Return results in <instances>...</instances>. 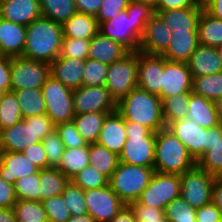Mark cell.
I'll list each match as a JSON object with an SVG mask.
<instances>
[{"label": "cell", "instance_id": "cell-58", "mask_svg": "<svg viewBox=\"0 0 222 222\" xmlns=\"http://www.w3.org/2000/svg\"><path fill=\"white\" fill-rule=\"evenodd\" d=\"M16 202L14 185L0 177V208H13Z\"/></svg>", "mask_w": 222, "mask_h": 222}, {"label": "cell", "instance_id": "cell-2", "mask_svg": "<svg viewBox=\"0 0 222 222\" xmlns=\"http://www.w3.org/2000/svg\"><path fill=\"white\" fill-rule=\"evenodd\" d=\"M117 111L125 121L137 122L155 133L166 128L160 97L139 87L131 90L117 103Z\"/></svg>", "mask_w": 222, "mask_h": 222}, {"label": "cell", "instance_id": "cell-4", "mask_svg": "<svg viewBox=\"0 0 222 222\" xmlns=\"http://www.w3.org/2000/svg\"><path fill=\"white\" fill-rule=\"evenodd\" d=\"M127 140L119 161L136 166L153 167L156 133L137 122L125 121Z\"/></svg>", "mask_w": 222, "mask_h": 222}, {"label": "cell", "instance_id": "cell-65", "mask_svg": "<svg viewBox=\"0 0 222 222\" xmlns=\"http://www.w3.org/2000/svg\"><path fill=\"white\" fill-rule=\"evenodd\" d=\"M67 222H95V219L90 214L71 215Z\"/></svg>", "mask_w": 222, "mask_h": 222}, {"label": "cell", "instance_id": "cell-48", "mask_svg": "<svg viewBox=\"0 0 222 222\" xmlns=\"http://www.w3.org/2000/svg\"><path fill=\"white\" fill-rule=\"evenodd\" d=\"M89 48L90 40L63 37L59 56L86 60Z\"/></svg>", "mask_w": 222, "mask_h": 222}, {"label": "cell", "instance_id": "cell-18", "mask_svg": "<svg viewBox=\"0 0 222 222\" xmlns=\"http://www.w3.org/2000/svg\"><path fill=\"white\" fill-rule=\"evenodd\" d=\"M171 35L172 30L155 13L146 23L138 51L150 55H161L167 49Z\"/></svg>", "mask_w": 222, "mask_h": 222}, {"label": "cell", "instance_id": "cell-19", "mask_svg": "<svg viewBox=\"0 0 222 222\" xmlns=\"http://www.w3.org/2000/svg\"><path fill=\"white\" fill-rule=\"evenodd\" d=\"M0 17L28 26L42 17L40 0H0Z\"/></svg>", "mask_w": 222, "mask_h": 222}, {"label": "cell", "instance_id": "cell-5", "mask_svg": "<svg viewBox=\"0 0 222 222\" xmlns=\"http://www.w3.org/2000/svg\"><path fill=\"white\" fill-rule=\"evenodd\" d=\"M154 167L136 166L119 161L108 184L125 205L137 201L148 186Z\"/></svg>", "mask_w": 222, "mask_h": 222}, {"label": "cell", "instance_id": "cell-54", "mask_svg": "<svg viewBox=\"0 0 222 222\" xmlns=\"http://www.w3.org/2000/svg\"><path fill=\"white\" fill-rule=\"evenodd\" d=\"M189 7H204L203 3L198 0H157L154 11L157 14L160 11L171 9L189 8Z\"/></svg>", "mask_w": 222, "mask_h": 222}, {"label": "cell", "instance_id": "cell-39", "mask_svg": "<svg viewBox=\"0 0 222 222\" xmlns=\"http://www.w3.org/2000/svg\"><path fill=\"white\" fill-rule=\"evenodd\" d=\"M192 92L215 102L222 97V72L192 77Z\"/></svg>", "mask_w": 222, "mask_h": 222}, {"label": "cell", "instance_id": "cell-56", "mask_svg": "<svg viewBox=\"0 0 222 222\" xmlns=\"http://www.w3.org/2000/svg\"><path fill=\"white\" fill-rule=\"evenodd\" d=\"M196 222H222V212L211 202L197 208Z\"/></svg>", "mask_w": 222, "mask_h": 222}, {"label": "cell", "instance_id": "cell-44", "mask_svg": "<svg viewBox=\"0 0 222 222\" xmlns=\"http://www.w3.org/2000/svg\"><path fill=\"white\" fill-rule=\"evenodd\" d=\"M62 197L71 215L88 214L84 190L75 185L72 181H69V183L66 185L64 191L62 192Z\"/></svg>", "mask_w": 222, "mask_h": 222}, {"label": "cell", "instance_id": "cell-46", "mask_svg": "<svg viewBox=\"0 0 222 222\" xmlns=\"http://www.w3.org/2000/svg\"><path fill=\"white\" fill-rule=\"evenodd\" d=\"M70 181L75 185L81 187L83 190L99 188L108 185V179L93 168L92 165H88L80 172H78Z\"/></svg>", "mask_w": 222, "mask_h": 222}, {"label": "cell", "instance_id": "cell-64", "mask_svg": "<svg viewBox=\"0 0 222 222\" xmlns=\"http://www.w3.org/2000/svg\"><path fill=\"white\" fill-rule=\"evenodd\" d=\"M0 222H17L13 208H0Z\"/></svg>", "mask_w": 222, "mask_h": 222}, {"label": "cell", "instance_id": "cell-30", "mask_svg": "<svg viewBox=\"0 0 222 222\" xmlns=\"http://www.w3.org/2000/svg\"><path fill=\"white\" fill-rule=\"evenodd\" d=\"M90 165L89 144L87 146L65 148L57 167L69 180Z\"/></svg>", "mask_w": 222, "mask_h": 222}, {"label": "cell", "instance_id": "cell-7", "mask_svg": "<svg viewBox=\"0 0 222 222\" xmlns=\"http://www.w3.org/2000/svg\"><path fill=\"white\" fill-rule=\"evenodd\" d=\"M46 115L57 125L72 121L75 117L73 90L50 75L41 88Z\"/></svg>", "mask_w": 222, "mask_h": 222}, {"label": "cell", "instance_id": "cell-9", "mask_svg": "<svg viewBox=\"0 0 222 222\" xmlns=\"http://www.w3.org/2000/svg\"><path fill=\"white\" fill-rule=\"evenodd\" d=\"M180 174L154 172L148 186L137 202L158 209H165L173 199L180 197Z\"/></svg>", "mask_w": 222, "mask_h": 222}, {"label": "cell", "instance_id": "cell-59", "mask_svg": "<svg viewBox=\"0 0 222 222\" xmlns=\"http://www.w3.org/2000/svg\"><path fill=\"white\" fill-rule=\"evenodd\" d=\"M11 57L0 54V91H11Z\"/></svg>", "mask_w": 222, "mask_h": 222}, {"label": "cell", "instance_id": "cell-3", "mask_svg": "<svg viewBox=\"0 0 222 222\" xmlns=\"http://www.w3.org/2000/svg\"><path fill=\"white\" fill-rule=\"evenodd\" d=\"M195 166L186 146L169 129L156 133L153 165L156 172L181 175Z\"/></svg>", "mask_w": 222, "mask_h": 222}, {"label": "cell", "instance_id": "cell-38", "mask_svg": "<svg viewBox=\"0 0 222 222\" xmlns=\"http://www.w3.org/2000/svg\"><path fill=\"white\" fill-rule=\"evenodd\" d=\"M193 92H184L178 95H172L163 98L162 115L166 127L173 121L185 119L188 115V102Z\"/></svg>", "mask_w": 222, "mask_h": 222}, {"label": "cell", "instance_id": "cell-68", "mask_svg": "<svg viewBox=\"0 0 222 222\" xmlns=\"http://www.w3.org/2000/svg\"><path fill=\"white\" fill-rule=\"evenodd\" d=\"M129 2H142V3H148L149 5L155 7L157 0H129Z\"/></svg>", "mask_w": 222, "mask_h": 222}, {"label": "cell", "instance_id": "cell-33", "mask_svg": "<svg viewBox=\"0 0 222 222\" xmlns=\"http://www.w3.org/2000/svg\"><path fill=\"white\" fill-rule=\"evenodd\" d=\"M89 162L109 180L117 168L119 156L97 142L89 143Z\"/></svg>", "mask_w": 222, "mask_h": 222}, {"label": "cell", "instance_id": "cell-49", "mask_svg": "<svg viewBox=\"0 0 222 222\" xmlns=\"http://www.w3.org/2000/svg\"><path fill=\"white\" fill-rule=\"evenodd\" d=\"M41 142L46 151L48 168H57L60 164L65 146L56 130L48 134Z\"/></svg>", "mask_w": 222, "mask_h": 222}, {"label": "cell", "instance_id": "cell-71", "mask_svg": "<svg viewBox=\"0 0 222 222\" xmlns=\"http://www.w3.org/2000/svg\"><path fill=\"white\" fill-rule=\"evenodd\" d=\"M2 94H3V92H2V91H0V100H1Z\"/></svg>", "mask_w": 222, "mask_h": 222}, {"label": "cell", "instance_id": "cell-50", "mask_svg": "<svg viewBox=\"0 0 222 222\" xmlns=\"http://www.w3.org/2000/svg\"><path fill=\"white\" fill-rule=\"evenodd\" d=\"M55 130L58 133L65 148L88 145L87 141L78 133L73 120L55 125Z\"/></svg>", "mask_w": 222, "mask_h": 222}, {"label": "cell", "instance_id": "cell-16", "mask_svg": "<svg viewBox=\"0 0 222 222\" xmlns=\"http://www.w3.org/2000/svg\"><path fill=\"white\" fill-rule=\"evenodd\" d=\"M164 57L138 51V87L159 95L162 89Z\"/></svg>", "mask_w": 222, "mask_h": 222}, {"label": "cell", "instance_id": "cell-53", "mask_svg": "<svg viewBox=\"0 0 222 222\" xmlns=\"http://www.w3.org/2000/svg\"><path fill=\"white\" fill-rule=\"evenodd\" d=\"M25 157L33 162L40 170L48 168L45 148L42 142L32 144L22 151Z\"/></svg>", "mask_w": 222, "mask_h": 222}, {"label": "cell", "instance_id": "cell-41", "mask_svg": "<svg viewBox=\"0 0 222 222\" xmlns=\"http://www.w3.org/2000/svg\"><path fill=\"white\" fill-rule=\"evenodd\" d=\"M13 209L17 222H48L47 213L39 201L17 200Z\"/></svg>", "mask_w": 222, "mask_h": 222}, {"label": "cell", "instance_id": "cell-67", "mask_svg": "<svg viewBox=\"0 0 222 222\" xmlns=\"http://www.w3.org/2000/svg\"><path fill=\"white\" fill-rule=\"evenodd\" d=\"M215 108L216 111L218 113L219 119L222 122V97H220L219 99H217L215 102Z\"/></svg>", "mask_w": 222, "mask_h": 222}, {"label": "cell", "instance_id": "cell-42", "mask_svg": "<svg viewBox=\"0 0 222 222\" xmlns=\"http://www.w3.org/2000/svg\"><path fill=\"white\" fill-rule=\"evenodd\" d=\"M196 211L180 196L167 204L164 215L169 222H196Z\"/></svg>", "mask_w": 222, "mask_h": 222}, {"label": "cell", "instance_id": "cell-69", "mask_svg": "<svg viewBox=\"0 0 222 222\" xmlns=\"http://www.w3.org/2000/svg\"><path fill=\"white\" fill-rule=\"evenodd\" d=\"M216 50L218 52L219 58H220L221 63H222V45L216 47Z\"/></svg>", "mask_w": 222, "mask_h": 222}, {"label": "cell", "instance_id": "cell-34", "mask_svg": "<svg viewBox=\"0 0 222 222\" xmlns=\"http://www.w3.org/2000/svg\"><path fill=\"white\" fill-rule=\"evenodd\" d=\"M105 112L81 113L75 115L73 122L78 133L87 141L95 143L99 138L100 131L106 115Z\"/></svg>", "mask_w": 222, "mask_h": 222}, {"label": "cell", "instance_id": "cell-13", "mask_svg": "<svg viewBox=\"0 0 222 222\" xmlns=\"http://www.w3.org/2000/svg\"><path fill=\"white\" fill-rule=\"evenodd\" d=\"M75 115L91 112L112 113L117 103L105 86H81L73 90Z\"/></svg>", "mask_w": 222, "mask_h": 222}, {"label": "cell", "instance_id": "cell-17", "mask_svg": "<svg viewBox=\"0 0 222 222\" xmlns=\"http://www.w3.org/2000/svg\"><path fill=\"white\" fill-rule=\"evenodd\" d=\"M39 142L33 130V117L24 118L0 131V151L22 152L24 148Z\"/></svg>", "mask_w": 222, "mask_h": 222}, {"label": "cell", "instance_id": "cell-10", "mask_svg": "<svg viewBox=\"0 0 222 222\" xmlns=\"http://www.w3.org/2000/svg\"><path fill=\"white\" fill-rule=\"evenodd\" d=\"M11 90L41 89L50 76V64L25 57L11 58Z\"/></svg>", "mask_w": 222, "mask_h": 222}, {"label": "cell", "instance_id": "cell-35", "mask_svg": "<svg viewBox=\"0 0 222 222\" xmlns=\"http://www.w3.org/2000/svg\"><path fill=\"white\" fill-rule=\"evenodd\" d=\"M69 179L58 168L40 170V202L53 196L62 195Z\"/></svg>", "mask_w": 222, "mask_h": 222}, {"label": "cell", "instance_id": "cell-62", "mask_svg": "<svg viewBox=\"0 0 222 222\" xmlns=\"http://www.w3.org/2000/svg\"><path fill=\"white\" fill-rule=\"evenodd\" d=\"M203 6L208 13L222 21V0H206Z\"/></svg>", "mask_w": 222, "mask_h": 222}, {"label": "cell", "instance_id": "cell-70", "mask_svg": "<svg viewBox=\"0 0 222 222\" xmlns=\"http://www.w3.org/2000/svg\"><path fill=\"white\" fill-rule=\"evenodd\" d=\"M200 3H204L206 0H198Z\"/></svg>", "mask_w": 222, "mask_h": 222}, {"label": "cell", "instance_id": "cell-31", "mask_svg": "<svg viewBox=\"0 0 222 222\" xmlns=\"http://www.w3.org/2000/svg\"><path fill=\"white\" fill-rule=\"evenodd\" d=\"M196 165L213 176H222V123L214 127L211 149L204 152Z\"/></svg>", "mask_w": 222, "mask_h": 222}, {"label": "cell", "instance_id": "cell-52", "mask_svg": "<svg viewBox=\"0 0 222 222\" xmlns=\"http://www.w3.org/2000/svg\"><path fill=\"white\" fill-rule=\"evenodd\" d=\"M128 4L129 0H102L101 8L96 16L98 24L108 22L109 19L118 16Z\"/></svg>", "mask_w": 222, "mask_h": 222}, {"label": "cell", "instance_id": "cell-61", "mask_svg": "<svg viewBox=\"0 0 222 222\" xmlns=\"http://www.w3.org/2000/svg\"><path fill=\"white\" fill-rule=\"evenodd\" d=\"M212 202L222 212V176H215L214 178Z\"/></svg>", "mask_w": 222, "mask_h": 222}, {"label": "cell", "instance_id": "cell-1", "mask_svg": "<svg viewBox=\"0 0 222 222\" xmlns=\"http://www.w3.org/2000/svg\"><path fill=\"white\" fill-rule=\"evenodd\" d=\"M62 39V25L40 17L26 26L22 57L51 64L60 54Z\"/></svg>", "mask_w": 222, "mask_h": 222}, {"label": "cell", "instance_id": "cell-37", "mask_svg": "<svg viewBox=\"0 0 222 222\" xmlns=\"http://www.w3.org/2000/svg\"><path fill=\"white\" fill-rule=\"evenodd\" d=\"M42 17L56 23H65L77 12L75 0H40Z\"/></svg>", "mask_w": 222, "mask_h": 222}, {"label": "cell", "instance_id": "cell-32", "mask_svg": "<svg viewBox=\"0 0 222 222\" xmlns=\"http://www.w3.org/2000/svg\"><path fill=\"white\" fill-rule=\"evenodd\" d=\"M199 44L211 47L222 45V21L204 8L198 23Z\"/></svg>", "mask_w": 222, "mask_h": 222}, {"label": "cell", "instance_id": "cell-25", "mask_svg": "<svg viewBox=\"0 0 222 222\" xmlns=\"http://www.w3.org/2000/svg\"><path fill=\"white\" fill-rule=\"evenodd\" d=\"M129 51L117 41L103 35L100 31L90 40L88 59L111 65Z\"/></svg>", "mask_w": 222, "mask_h": 222}, {"label": "cell", "instance_id": "cell-43", "mask_svg": "<svg viewBox=\"0 0 222 222\" xmlns=\"http://www.w3.org/2000/svg\"><path fill=\"white\" fill-rule=\"evenodd\" d=\"M40 170L30 176L17 179L14 189L17 200H31L40 202Z\"/></svg>", "mask_w": 222, "mask_h": 222}, {"label": "cell", "instance_id": "cell-24", "mask_svg": "<svg viewBox=\"0 0 222 222\" xmlns=\"http://www.w3.org/2000/svg\"><path fill=\"white\" fill-rule=\"evenodd\" d=\"M25 40L26 26L0 17V49L2 55L11 58L22 56Z\"/></svg>", "mask_w": 222, "mask_h": 222}, {"label": "cell", "instance_id": "cell-60", "mask_svg": "<svg viewBox=\"0 0 222 222\" xmlns=\"http://www.w3.org/2000/svg\"><path fill=\"white\" fill-rule=\"evenodd\" d=\"M75 3L77 12L96 17L101 8L102 0H75Z\"/></svg>", "mask_w": 222, "mask_h": 222}, {"label": "cell", "instance_id": "cell-40", "mask_svg": "<svg viewBox=\"0 0 222 222\" xmlns=\"http://www.w3.org/2000/svg\"><path fill=\"white\" fill-rule=\"evenodd\" d=\"M22 120L19 103L14 91L3 93L0 100V131Z\"/></svg>", "mask_w": 222, "mask_h": 222}, {"label": "cell", "instance_id": "cell-27", "mask_svg": "<svg viewBox=\"0 0 222 222\" xmlns=\"http://www.w3.org/2000/svg\"><path fill=\"white\" fill-rule=\"evenodd\" d=\"M204 7H189L160 11L157 14L172 31H198V23Z\"/></svg>", "mask_w": 222, "mask_h": 222}, {"label": "cell", "instance_id": "cell-11", "mask_svg": "<svg viewBox=\"0 0 222 222\" xmlns=\"http://www.w3.org/2000/svg\"><path fill=\"white\" fill-rule=\"evenodd\" d=\"M214 178L196 165L180 175V196L196 209L211 203Z\"/></svg>", "mask_w": 222, "mask_h": 222}, {"label": "cell", "instance_id": "cell-28", "mask_svg": "<svg viewBox=\"0 0 222 222\" xmlns=\"http://www.w3.org/2000/svg\"><path fill=\"white\" fill-rule=\"evenodd\" d=\"M187 118L194 120L202 128L215 127L222 122L219 119L214 102L192 93L188 102Z\"/></svg>", "mask_w": 222, "mask_h": 222}, {"label": "cell", "instance_id": "cell-45", "mask_svg": "<svg viewBox=\"0 0 222 222\" xmlns=\"http://www.w3.org/2000/svg\"><path fill=\"white\" fill-rule=\"evenodd\" d=\"M108 65L91 59L85 60L82 86H105Z\"/></svg>", "mask_w": 222, "mask_h": 222}, {"label": "cell", "instance_id": "cell-26", "mask_svg": "<svg viewBox=\"0 0 222 222\" xmlns=\"http://www.w3.org/2000/svg\"><path fill=\"white\" fill-rule=\"evenodd\" d=\"M192 77L222 72V63L216 47L199 44L187 62Z\"/></svg>", "mask_w": 222, "mask_h": 222}, {"label": "cell", "instance_id": "cell-63", "mask_svg": "<svg viewBox=\"0 0 222 222\" xmlns=\"http://www.w3.org/2000/svg\"><path fill=\"white\" fill-rule=\"evenodd\" d=\"M110 222H137L129 205L123 206L118 214Z\"/></svg>", "mask_w": 222, "mask_h": 222}, {"label": "cell", "instance_id": "cell-8", "mask_svg": "<svg viewBox=\"0 0 222 222\" xmlns=\"http://www.w3.org/2000/svg\"><path fill=\"white\" fill-rule=\"evenodd\" d=\"M150 19H133L129 17L126 9L121 13L99 25V31L120 43L128 51H138L139 42L146 23Z\"/></svg>", "mask_w": 222, "mask_h": 222}, {"label": "cell", "instance_id": "cell-57", "mask_svg": "<svg viewBox=\"0 0 222 222\" xmlns=\"http://www.w3.org/2000/svg\"><path fill=\"white\" fill-rule=\"evenodd\" d=\"M126 11L133 19H150L155 14L153 6L142 2H129Z\"/></svg>", "mask_w": 222, "mask_h": 222}, {"label": "cell", "instance_id": "cell-6", "mask_svg": "<svg viewBox=\"0 0 222 222\" xmlns=\"http://www.w3.org/2000/svg\"><path fill=\"white\" fill-rule=\"evenodd\" d=\"M137 73L138 51H129L121 59L108 65L105 87L116 103L138 87Z\"/></svg>", "mask_w": 222, "mask_h": 222}, {"label": "cell", "instance_id": "cell-22", "mask_svg": "<svg viewBox=\"0 0 222 222\" xmlns=\"http://www.w3.org/2000/svg\"><path fill=\"white\" fill-rule=\"evenodd\" d=\"M85 60L56 57L50 64V75L72 90L82 86Z\"/></svg>", "mask_w": 222, "mask_h": 222}, {"label": "cell", "instance_id": "cell-15", "mask_svg": "<svg viewBox=\"0 0 222 222\" xmlns=\"http://www.w3.org/2000/svg\"><path fill=\"white\" fill-rule=\"evenodd\" d=\"M193 78L185 62L170 61L164 58L162 89L160 99L192 91Z\"/></svg>", "mask_w": 222, "mask_h": 222}, {"label": "cell", "instance_id": "cell-55", "mask_svg": "<svg viewBox=\"0 0 222 222\" xmlns=\"http://www.w3.org/2000/svg\"><path fill=\"white\" fill-rule=\"evenodd\" d=\"M33 130L38 135V139L42 141L55 130V124L46 114L33 116Z\"/></svg>", "mask_w": 222, "mask_h": 222}, {"label": "cell", "instance_id": "cell-51", "mask_svg": "<svg viewBox=\"0 0 222 222\" xmlns=\"http://www.w3.org/2000/svg\"><path fill=\"white\" fill-rule=\"evenodd\" d=\"M129 207L132 209L137 222H169L163 209L143 205L137 201L131 202Z\"/></svg>", "mask_w": 222, "mask_h": 222}, {"label": "cell", "instance_id": "cell-12", "mask_svg": "<svg viewBox=\"0 0 222 222\" xmlns=\"http://www.w3.org/2000/svg\"><path fill=\"white\" fill-rule=\"evenodd\" d=\"M88 214L95 222H110L125 206L119 196L108 185L84 190Z\"/></svg>", "mask_w": 222, "mask_h": 222}, {"label": "cell", "instance_id": "cell-20", "mask_svg": "<svg viewBox=\"0 0 222 222\" xmlns=\"http://www.w3.org/2000/svg\"><path fill=\"white\" fill-rule=\"evenodd\" d=\"M126 140L125 119L117 110L107 114L97 143L119 156Z\"/></svg>", "mask_w": 222, "mask_h": 222}, {"label": "cell", "instance_id": "cell-14", "mask_svg": "<svg viewBox=\"0 0 222 222\" xmlns=\"http://www.w3.org/2000/svg\"><path fill=\"white\" fill-rule=\"evenodd\" d=\"M187 148L197 162L206 151V129L190 118L171 122L167 127Z\"/></svg>", "mask_w": 222, "mask_h": 222}, {"label": "cell", "instance_id": "cell-21", "mask_svg": "<svg viewBox=\"0 0 222 222\" xmlns=\"http://www.w3.org/2000/svg\"><path fill=\"white\" fill-rule=\"evenodd\" d=\"M40 169L23 152L0 151V177L14 185L17 179L37 173Z\"/></svg>", "mask_w": 222, "mask_h": 222}, {"label": "cell", "instance_id": "cell-47", "mask_svg": "<svg viewBox=\"0 0 222 222\" xmlns=\"http://www.w3.org/2000/svg\"><path fill=\"white\" fill-rule=\"evenodd\" d=\"M49 222H67L71 217L62 195L53 196L41 201Z\"/></svg>", "mask_w": 222, "mask_h": 222}, {"label": "cell", "instance_id": "cell-66", "mask_svg": "<svg viewBox=\"0 0 222 222\" xmlns=\"http://www.w3.org/2000/svg\"><path fill=\"white\" fill-rule=\"evenodd\" d=\"M214 142V127L206 129V151L211 149Z\"/></svg>", "mask_w": 222, "mask_h": 222}, {"label": "cell", "instance_id": "cell-29", "mask_svg": "<svg viewBox=\"0 0 222 222\" xmlns=\"http://www.w3.org/2000/svg\"><path fill=\"white\" fill-rule=\"evenodd\" d=\"M63 37L91 40L99 31L96 17L76 12L62 24Z\"/></svg>", "mask_w": 222, "mask_h": 222}, {"label": "cell", "instance_id": "cell-36", "mask_svg": "<svg viewBox=\"0 0 222 222\" xmlns=\"http://www.w3.org/2000/svg\"><path fill=\"white\" fill-rule=\"evenodd\" d=\"M14 91L19 103L22 118L46 114L45 102L41 89H22Z\"/></svg>", "mask_w": 222, "mask_h": 222}, {"label": "cell", "instance_id": "cell-23", "mask_svg": "<svg viewBox=\"0 0 222 222\" xmlns=\"http://www.w3.org/2000/svg\"><path fill=\"white\" fill-rule=\"evenodd\" d=\"M199 45L198 31H172L167 49L161 54L170 61L185 62Z\"/></svg>", "mask_w": 222, "mask_h": 222}]
</instances>
